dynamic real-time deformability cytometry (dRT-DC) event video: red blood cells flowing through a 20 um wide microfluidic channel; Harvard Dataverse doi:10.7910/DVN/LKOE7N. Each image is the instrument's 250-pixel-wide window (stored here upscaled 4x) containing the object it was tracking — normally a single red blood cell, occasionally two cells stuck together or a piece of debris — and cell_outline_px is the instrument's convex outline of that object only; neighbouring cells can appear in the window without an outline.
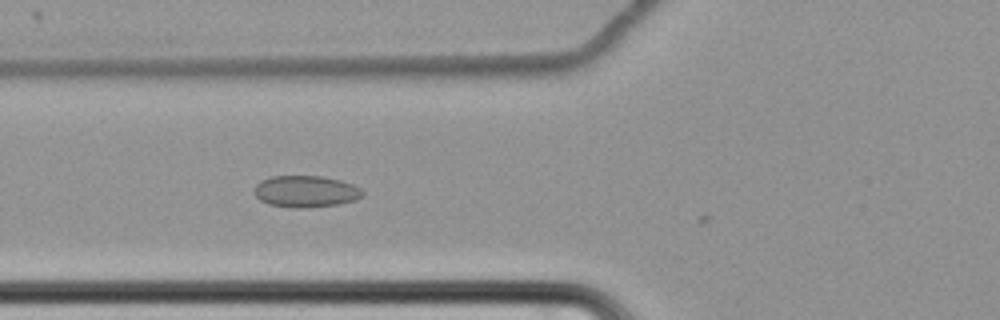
{"species": "common noctule bat (a hibernating species)", "species_latin": "Nyctalus noctula", "temperature_condition": "cold", "stored_images_in_passage": 6, "camera_frame_rate_fps": 3000, "um_per_image_px": 0.085, "animal": {"sex": "female", "body_mass_g": 22.7, "forearm_length_mm": 54.2}, "frame": {"image": 1, "passage_image": 3, "time_ms": 0.667, "image_size_px": [1000, 320], "cell_outline_px": [[364, 196], [356, 200], [336, 204], [300, 208], [292, 208], [268, 204], [260, 200], [252, 192], [256, 184], [260, 180], [272, 176], [320, 176], [340, 180], [352, 184], [360, 188], [364, 192]], "centroid_in_image_um": [25.96, 16.27], "position_along_channel_um": 99.8, "area_um2": 20.06}}